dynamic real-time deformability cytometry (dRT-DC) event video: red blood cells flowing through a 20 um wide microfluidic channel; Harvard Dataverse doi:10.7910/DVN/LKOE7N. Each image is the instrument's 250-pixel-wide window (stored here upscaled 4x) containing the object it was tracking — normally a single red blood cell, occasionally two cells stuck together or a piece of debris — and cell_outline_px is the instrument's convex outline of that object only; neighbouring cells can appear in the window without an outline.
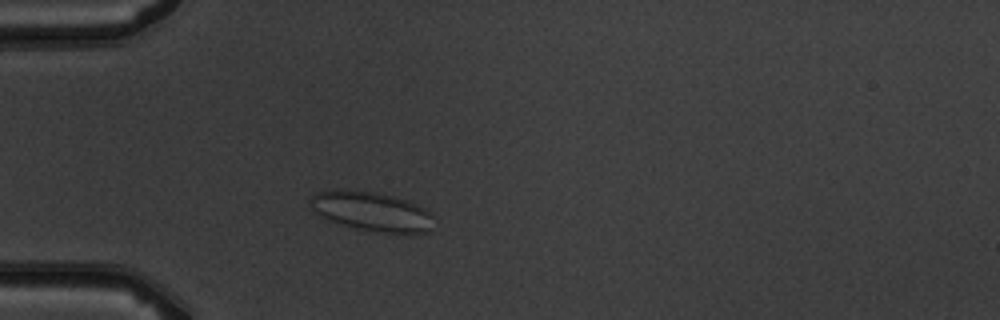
{"species": "common noctule bat (a hibernating species)", "species_latin": "Nyctalus noctula", "temperature_condition": "warm", "stored_images_in_passage": 3, "camera_frame_rate_fps": 3000, "um_per_image_px": 0.085, "animal": {"sex": "male", "body_mass_g": 19.5, "forearm_length_mm": 54.6}, "frame": {"image": 1, "passage_image": 3, "time_ms": 2.333, "image_size_px": [1000, 320], "cell_outline_px": [[432, 232], [408, 236], [376, 232], [356, 228], [328, 220], [312, 212], [308, 204], [308, 200], [312, 196], [320, 192], [340, 188], [348, 188], [376, 192], [408, 200], [424, 208], [432, 216]], "centroid_in_image_um": [31.6, 17.99], "position_along_channel_um": 53.4, "area_um2": 29.36}}